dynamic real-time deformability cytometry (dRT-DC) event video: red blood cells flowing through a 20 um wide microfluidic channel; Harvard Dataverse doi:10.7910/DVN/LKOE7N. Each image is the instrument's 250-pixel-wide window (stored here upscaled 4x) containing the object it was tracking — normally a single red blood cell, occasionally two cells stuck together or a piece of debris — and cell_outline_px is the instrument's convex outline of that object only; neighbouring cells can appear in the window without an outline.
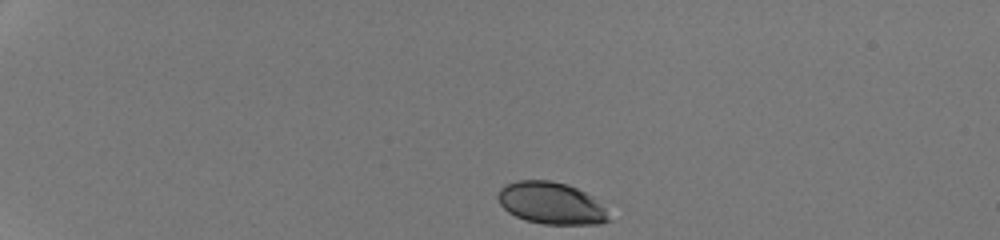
{"species": "human", "species_latin": "Homo sapiens", "temperature_condition": "room temperature", "stored_images_in_passage": 37, "camera_frame_rate_fps": 3000, "um_per_image_px": 0.085, "donor": {"sex": "male"}, "frame": {"image": 1, "passage_image": 1, "time_ms": 0.0, "image_size_px": [1000, 240], "cell_outline_px": [[612, 220], [600, 224], [544, 224], [524, 220], [508, 212], [500, 204], [496, 196], [500, 188], [504, 184], [516, 180], [552, 180], [568, 184], [592, 196], [604, 208]], "centroid_in_image_um": [46.82, 17.26], "position_along_channel_um": 38.2, "area_um2": 27.34}}
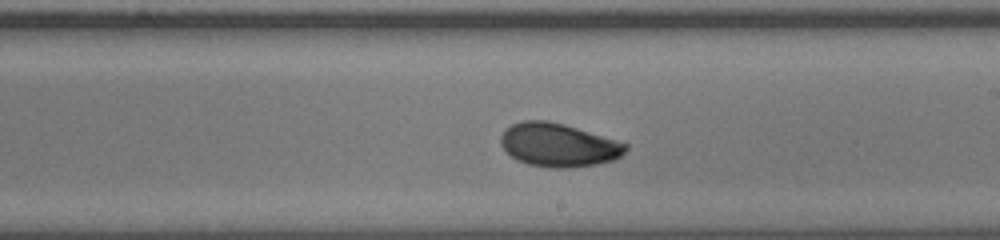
{"frame": {"image": 2, "passage_image": 22, "time_ms": 7.0, "image_size_px": [1000, 240], "cell_outline_px": [[628, 148], [620, 156], [612, 160], [596, 164], [568, 168], [552, 168], [528, 164], [516, 160], [500, 144], [500, 136], [512, 124], [524, 120], [548, 120], [564, 124], [616, 140], [628, 144]], "centroid_in_image_um": [47.46, 12.32], "position_along_channel_um": 241.5, "area_um2": 31.39}}
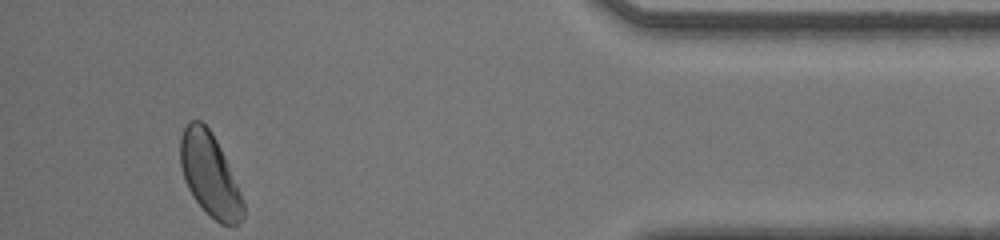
{"frame": {"image": 3, "passage_image": 37, "time_ms": 12.0, "image_size_px": [1000, 240], "cell_outline_px": [[244, 216], [236, 224], [220, 224], [192, 196], [184, 180], [180, 164], [180, 136], [188, 120], [200, 120], [212, 132], [224, 156], [244, 200]], "centroid_in_image_um": [17.81, 14.81], "position_along_channel_um": 417.4, "area_um2": 30.0}, "authors_computed_cell_mechanics": {"area_um2": 30.4028, "velocity_mm_per_s": 4.2801, "shape_relaxation_time_tau1_ms": 3.0719, "shape_relaxation_time_tau2_ms": 4.1274, "deformation_change_tau1": 0.1164, "deformation_change_tau2": 0.0604}}